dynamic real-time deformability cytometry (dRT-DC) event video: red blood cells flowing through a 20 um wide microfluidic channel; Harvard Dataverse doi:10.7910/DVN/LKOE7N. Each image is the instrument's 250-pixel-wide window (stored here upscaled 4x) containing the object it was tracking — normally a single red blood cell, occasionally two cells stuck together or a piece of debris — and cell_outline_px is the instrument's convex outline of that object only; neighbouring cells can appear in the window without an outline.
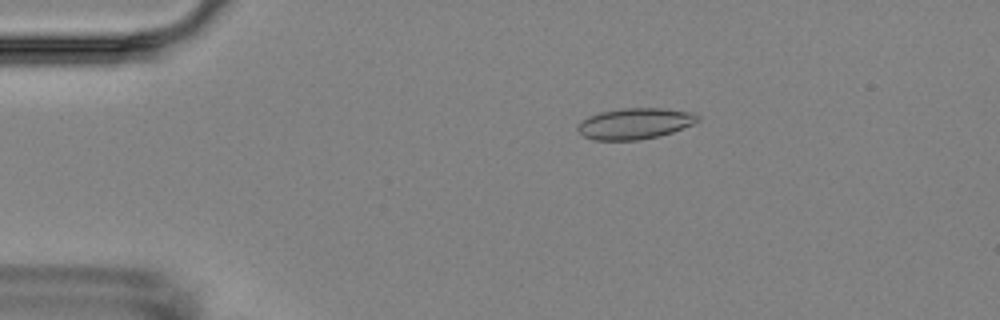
{"species": "Egyptian fruit bat (a non-hibernating species)", "species_latin": "Rousettus aegyptiacus", "temperature_condition": "room temperature", "stored_images_in_passage": 5, "camera_frame_rate_fps": 3000, "um_per_image_px": 0.085, "animal": {"sex": "female"}, "frame": {"image": 1, "passage_image": 3, "time_ms": 3.0, "image_size_px": [1000, 320], "cell_outline_px": [[700, 120], [692, 124], [672, 132], [660, 136], [640, 140], [592, 140], [584, 136], [576, 128], [588, 116], [600, 112], [624, 108], [664, 108], [692, 112], [700, 116]], "centroid_in_image_um": [53.99, 10.5], "position_along_channel_um": 31.0, "area_um2": 21.68}}